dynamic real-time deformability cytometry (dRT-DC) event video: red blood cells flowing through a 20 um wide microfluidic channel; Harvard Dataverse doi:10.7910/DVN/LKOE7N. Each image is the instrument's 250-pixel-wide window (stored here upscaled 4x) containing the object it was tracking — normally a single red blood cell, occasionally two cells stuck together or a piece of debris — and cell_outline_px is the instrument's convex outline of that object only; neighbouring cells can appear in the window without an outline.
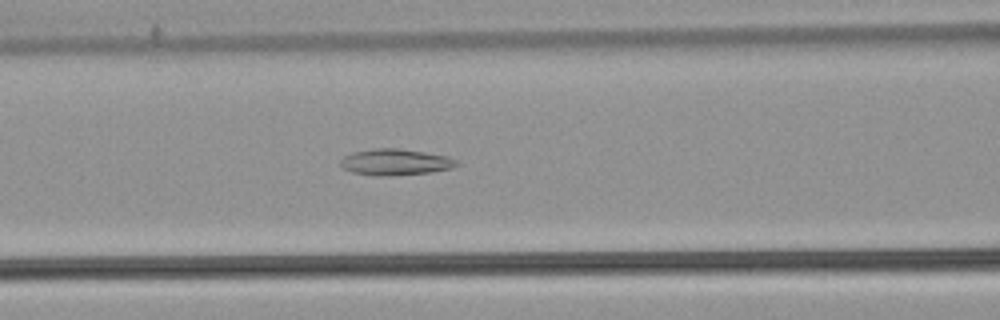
{"species": "common noctule bat (a hibernating species)", "species_latin": "Nyctalus noctula", "temperature_condition": "warm", "stored_images_in_passage": 44, "camera_frame_rate_fps": 3000, "um_per_image_px": 0.085, "animal": {"sex": "male", "body_mass_g": 21.5, "forearm_length_mm": 52.0}, "frame": {"image": 1, "passage_image": 13, "time_ms": 4.0, "image_size_px": [1000, 320], "cell_outline_px": [[460, 164], [452, 168], [432, 172], [384, 176], [372, 176], [352, 172], [344, 168], [340, 164], [340, 160], [344, 156], [352, 152], [376, 148], [396, 148], [424, 152], [448, 156], [456, 160]], "centroid_in_image_um": [33.6, 13.78], "position_along_channel_um": 133.0, "area_um2": 17.8}}
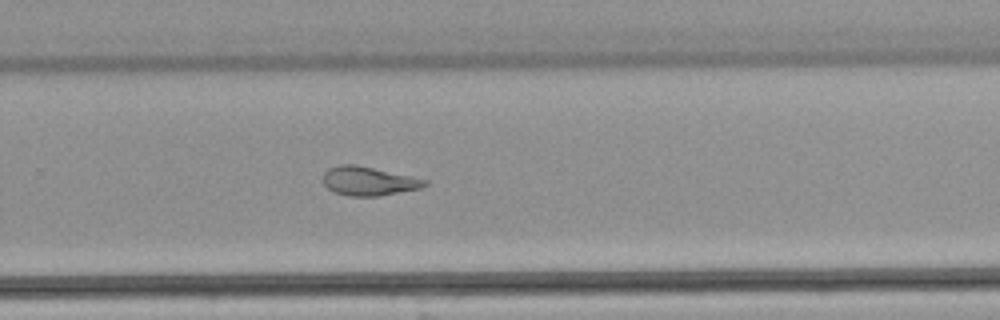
{"frame": {"image": 2, "passage_image": 26, "time_ms": 8.333, "image_size_px": [1000, 320], "cell_outline_px": [[428, 184], [420, 188], [380, 196], [348, 196], [332, 192], [324, 184], [324, 172], [328, 168], [340, 164], [356, 164], [428, 180]], "centroid_in_image_um": [31.3, 15.39], "position_along_channel_um": 298.5, "area_um2": 17.11}}
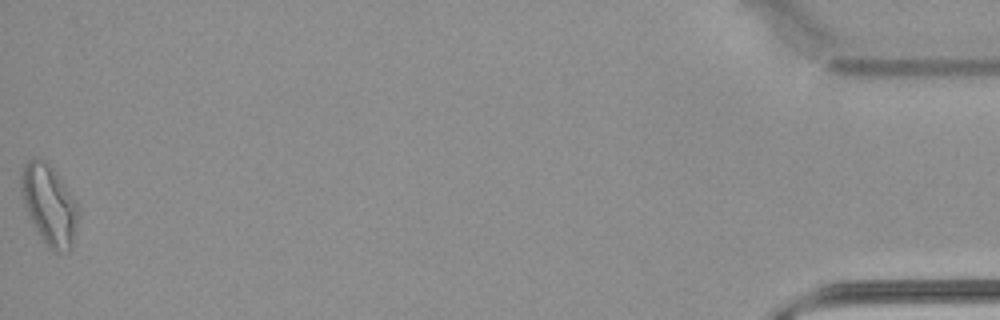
{"frame": {"image": 3, "passage_image": 44, "time_ms": 14.333, "image_size_px": [1000, 320], "cell_outline_px": [[80, 216], [72, 248], [68, 252], [56, 252], [48, 248], [40, 236], [28, 216], [20, 192], [20, 168], [28, 160], [36, 156], [44, 160], [60, 176], [76, 200], [80, 212]], "centroid_in_image_um": [4.19, 17.4], "position_along_channel_um": 431.0, "area_um2": 27.46}, "authors_computed_cell_mechanics": {"area_um2": 18.1492, "velocity_mm_per_s": 3.8286, "shape_relaxation_time_tau1_ms": null, "shape_relaxation_time_tau2_ms": 3.5683, "deformation_change_tau1": null, "deformation_change_tau2": 0.1166}}